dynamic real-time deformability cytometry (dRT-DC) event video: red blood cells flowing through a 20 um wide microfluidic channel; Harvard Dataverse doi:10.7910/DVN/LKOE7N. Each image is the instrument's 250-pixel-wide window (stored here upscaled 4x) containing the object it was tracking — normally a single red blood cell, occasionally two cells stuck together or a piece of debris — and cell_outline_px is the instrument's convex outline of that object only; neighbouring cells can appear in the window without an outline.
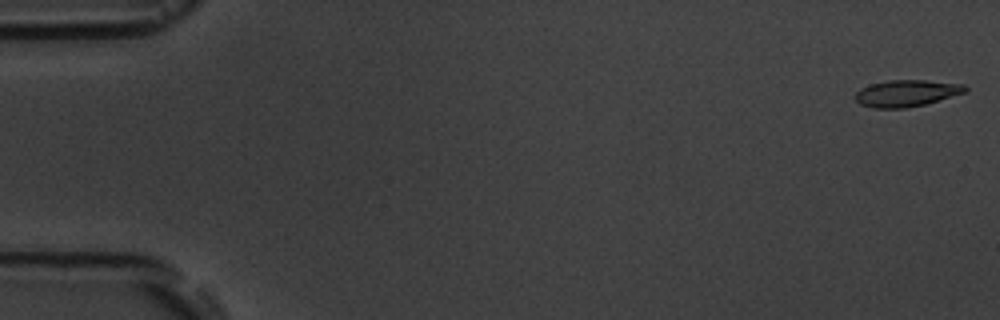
{"species": "common noctule bat (a hibernating species)", "species_latin": "Nyctalus noctula", "temperature_condition": "room temperature", "stored_images_in_passage": 13, "camera_frame_rate_fps": 3000, "um_per_image_px": 0.085, "animal": {"sex": "male", "body_mass_g": 19.5, "forearm_length_mm": 54.6}, "frame": {"image": 1, "passage_image": 1, "time_ms": 0.0, "image_size_px": [1000, 320], "cell_outline_px": [[968, 92], [924, 104], [904, 108], [872, 108], [860, 104], [856, 100], [856, 92], [860, 88], [872, 84], [888, 80], [924, 80], [964, 84], [968, 88]], "centroid_in_image_um": [77.07, 7.92], "position_along_channel_um": 7.9, "area_um2": 17.05}}
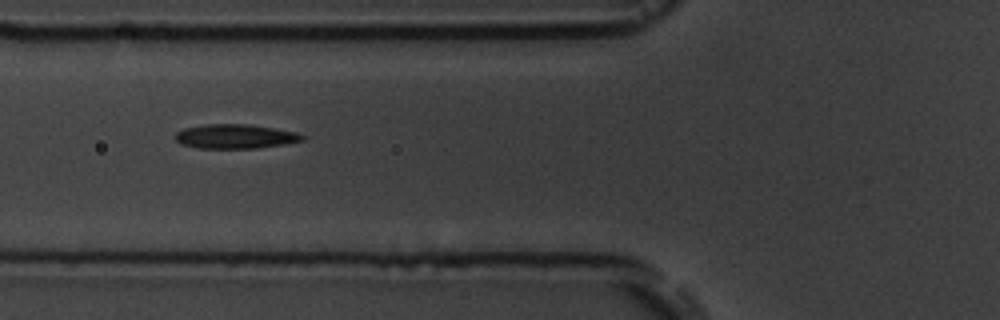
{"frame": {"image": 2, "passage_image": 6, "time_ms": 6.667, "image_size_px": [1000, 320], "cell_outline_px": [[304, 140], [284, 144], [256, 148], [200, 148], [180, 144], [176, 140], [176, 132], [184, 128], [208, 124], [248, 124], [296, 132], [304, 136]], "centroid_in_image_um": [19.98, 11.59], "position_along_channel_um": 105.8, "area_um2": 17.8}}
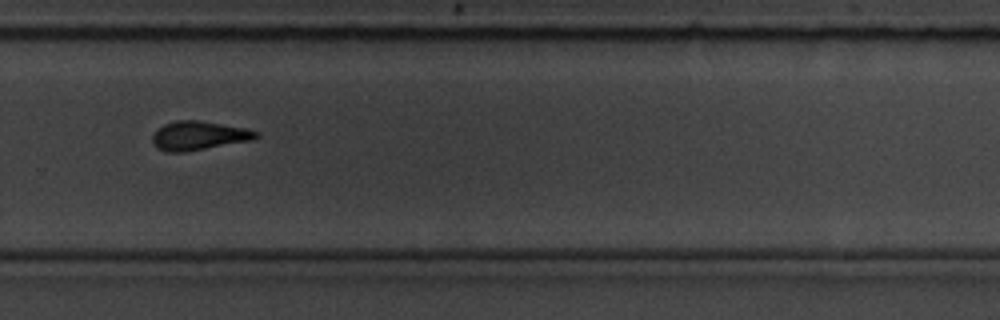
{"frame": {"image": 3, "passage_image": 11, "time_ms": 12.333, "image_size_px": [1000, 320], "cell_outline_px": [[260, 136], [256, 140], [184, 152], [164, 152], [156, 148], [152, 144], [152, 132], [156, 128], [164, 124], [176, 120], [200, 120], [248, 128], [260, 132]], "centroid_in_image_um": [16.91, 11.53], "position_along_channel_um": 312.9, "area_um2": 18.09}, "authors_computed_cell_mechanics": {"area_um2": 17.5134, "velocity_mm_per_s": 3.6658, "shape_relaxation_time_tau1_ms": 7.4973, "shape_relaxation_time_tau2_ms": 6.976, "deformation_change_tau1": 0.195, "deformation_change_tau2": 0.1508}}